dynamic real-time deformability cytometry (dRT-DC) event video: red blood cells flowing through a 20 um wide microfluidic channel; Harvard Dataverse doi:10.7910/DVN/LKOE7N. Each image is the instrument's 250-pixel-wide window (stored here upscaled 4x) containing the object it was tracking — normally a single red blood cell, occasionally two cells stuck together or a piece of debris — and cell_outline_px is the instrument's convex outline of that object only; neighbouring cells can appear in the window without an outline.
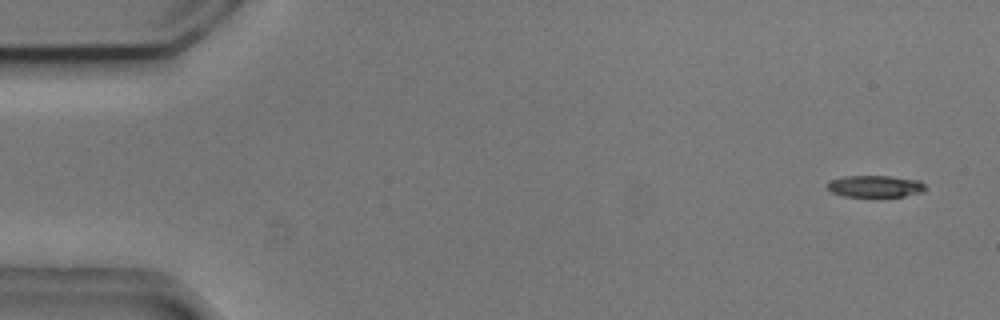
{"species": "common noctule bat (a hibernating species)", "species_latin": "Nyctalus noctula", "temperature_condition": "cold", "stored_images_in_passage": 6, "camera_frame_rate_fps": 3000, "um_per_image_px": 0.085, "animal": {"sex": "male", "body_mass_g": 20.5, "forearm_length_mm": 52.5}, "frame": {"image": 1, "passage_image": 1, "time_ms": 0.0, "image_size_px": [1000, 320], "cell_outline_px": [[924, 192], [904, 196], [844, 196], [832, 192], [828, 188], [828, 184], [832, 180], [844, 176], [888, 176], [920, 180], [924, 184]], "centroid_in_image_um": [74.42, 15.83], "position_along_channel_um": 10.6, "area_um2": 12.25}}